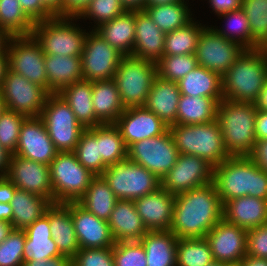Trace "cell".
Segmentation results:
<instances>
[{
  "mask_svg": "<svg viewBox=\"0 0 267 266\" xmlns=\"http://www.w3.org/2000/svg\"><path fill=\"white\" fill-rule=\"evenodd\" d=\"M223 219V203L213 183L175 195L170 231L177 238H201Z\"/></svg>",
  "mask_w": 267,
  "mask_h": 266,
  "instance_id": "1",
  "label": "cell"
},
{
  "mask_svg": "<svg viewBox=\"0 0 267 266\" xmlns=\"http://www.w3.org/2000/svg\"><path fill=\"white\" fill-rule=\"evenodd\" d=\"M212 183L223 204L243 196L267 200V173L249 157H228L213 167Z\"/></svg>",
  "mask_w": 267,
  "mask_h": 266,
  "instance_id": "2",
  "label": "cell"
},
{
  "mask_svg": "<svg viewBox=\"0 0 267 266\" xmlns=\"http://www.w3.org/2000/svg\"><path fill=\"white\" fill-rule=\"evenodd\" d=\"M267 80V49H245L222 76L223 99L253 103Z\"/></svg>",
  "mask_w": 267,
  "mask_h": 266,
  "instance_id": "3",
  "label": "cell"
},
{
  "mask_svg": "<svg viewBox=\"0 0 267 266\" xmlns=\"http://www.w3.org/2000/svg\"><path fill=\"white\" fill-rule=\"evenodd\" d=\"M257 109L251 102L223 99L217 107L216 120L229 157H249L256 143Z\"/></svg>",
  "mask_w": 267,
  "mask_h": 266,
  "instance_id": "4",
  "label": "cell"
},
{
  "mask_svg": "<svg viewBox=\"0 0 267 266\" xmlns=\"http://www.w3.org/2000/svg\"><path fill=\"white\" fill-rule=\"evenodd\" d=\"M168 130L179 154L203 158L213 167L229 157L217 120L193 125L173 124Z\"/></svg>",
  "mask_w": 267,
  "mask_h": 266,
  "instance_id": "5",
  "label": "cell"
},
{
  "mask_svg": "<svg viewBox=\"0 0 267 266\" xmlns=\"http://www.w3.org/2000/svg\"><path fill=\"white\" fill-rule=\"evenodd\" d=\"M49 167L53 203L78 202L95 176L77 160L73 151L57 152Z\"/></svg>",
  "mask_w": 267,
  "mask_h": 266,
  "instance_id": "6",
  "label": "cell"
},
{
  "mask_svg": "<svg viewBox=\"0 0 267 266\" xmlns=\"http://www.w3.org/2000/svg\"><path fill=\"white\" fill-rule=\"evenodd\" d=\"M73 19L77 20L76 17L54 16L35 23L32 35L45 54L81 56L87 33L71 24Z\"/></svg>",
  "mask_w": 267,
  "mask_h": 266,
  "instance_id": "7",
  "label": "cell"
},
{
  "mask_svg": "<svg viewBox=\"0 0 267 266\" xmlns=\"http://www.w3.org/2000/svg\"><path fill=\"white\" fill-rule=\"evenodd\" d=\"M156 76V63L134 56L121 58L113 80L125 109L144 107Z\"/></svg>",
  "mask_w": 267,
  "mask_h": 266,
  "instance_id": "8",
  "label": "cell"
},
{
  "mask_svg": "<svg viewBox=\"0 0 267 266\" xmlns=\"http://www.w3.org/2000/svg\"><path fill=\"white\" fill-rule=\"evenodd\" d=\"M102 176L119 200L134 201L161 187L156 175L128 158L109 165Z\"/></svg>",
  "mask_w": 267,
  "mask_h": 266,
  "instance_id": "9",
  "label": "cell"
},
{
  "mask_svg": "<svg viewBox=\"0 0 267 266\" xmlns=\"http://www.w3.org/2000/svg\"><path fill=\"white\" fill-rule=\"evenodd\" d=\"M58 152L74 151L85 128L59 94H50L39 116Z\"/></svg>",
  "mask_w": 267,
  "mask_h": 266,
  "instance_id": "10",
  "label": "cell"
},
{
  "mask_svg": "<svg viewBox=\"0 0 267 266\" xmlns=\"http://www.w3.org/2000/svg\"><path fill=\"white\" fill-rule=\"evenodd\" d=\"M8 69L48 91L45 53L35 37L11 36L7 45Z\"/></svg>",
  "mask_w": 267,
  "mask_h": 266,
  "instance_id": "11",
  "label": "cell"
},
{
  "mask_svg": "<svg viewBox=\"0 0 267 266\" xmlns=\"http://www.w3.org/2000/svg\"><path fill=\"white\" fill-rule=\"evenodd\" d=\"M0 92L5 109L26 117H39L50 93L43 87L7 69Z\"/></svg>",
  "mask_w": 267,
  "mask_h": 266,
  "instance_id": "12",
  "label": "cell"
},
{
  "mask_svg": "<svg viewBox=\"0 0 267 266\" xmlns=\"http://www.w3.org/2000/svg\"><path fill=\"white\" fill-rule=\"evenodd\" d=\"M179 152L167 130L164 134L134 142L127 148V158L156 175L160 180L175 165Z\"/></svg>",
  "mask_w": 267,
  "mask_h": 266,
  "instance_id": "13",
  "label": "cell"
},
{
  "mask_svg": "<svg viewBox=\"0 0 267 266\" xmlns=\"http://www.w3.org/2000/svg\"><path fill=\"white\" fill-rule=\"evenodd\" d=\"M123 55L93 29L87 32L81 54L83 79L90 82L114 78Z\"/></svg>",
  "mask_w": 267,
  "mask_h": 266,
  "instance_id": "14",
  "label": "cell"
},
{
  "mask_svg": "<svg viewBox=\"0 0 267 266\" xmlns=\"http://www.w3.org/2000/svg\"><path fill=\"white\" fill-rule=\"evenodd\" d=\"M244 50L239 43L226 39L213 27H205L199 35L195 55L198 66L222 77Z\"/></svg>",
  "mask_w": 267,
  "mask_h": 266,
  "instance_id": "15",
  "label": "cell"
},
{
  "mask_svg": "<svg viewBox=\"0 0 267 266\" xmlns=\"http://www.w3.org/2000/svg\"><path fill=\"white\" fill-rule=\"evenodd\" d=\"M213 166L205 159L179 154L175 165L161 180V187L172 195L212 183Z\"/></svg>",
  "mask_w": 267,
  "mask_h": 266,
  "instance_id": "16",
  "label": "cell"
},
{
  "mask_svg": "<svg viewBox=\"0 0 267 266\" xmlns=\"http://www.w3.org/2000/svg\"><path fill=\"white\" fill-rule=\"evenodd\" d=\"M215 261L239 264L247 252V229L221 219L205 236Z\"/></svg>",
  "mask_w": 267,
  "mask_h": 266,
  "instance_id": "17",
  "label": "cell"
},
{
  "mask_svg": "<svg viewBox=\"0 0 267 266\" xmlns=\"http://www.w3.org/2000/svg\"><path fill=\"white\" fill-rule=\"evenodd\" d=\"M6 177L17 189L48 198L53 203L49 165L11 154Z\"/></svg>",
  "mask_w": 267,
  "mask_h": 266,
  "instance_id": "18",
  "label": "cell"
},
{
  "mask_svg": "<svg viewBox=\"0 0 267 266\" xmlns=\"http://www.w3.org/2000/svg\"><path fill=\"white\" fill-rule=\"evenodd\" d=\"M57 152L42 119L40 117H27L22 123L14 154L50 165Z\"/></svg>",
  "mask_w": 267,
  "mask_h": 266,
  "instance_id": "19",
  "label": "cell"
},
{
  "mask_svg": "<svg viewBox=\"0 0 267 266\" xmlns=\"http://www.w3.org/2000/svg\"><path fill=\"white\" fill-rule=\"evenodd\" d=\"M115 125L120 130L127 148L134 142L160 136L169 127L145 107L126 108Z\"/></svg>",
  "mask_w": 267,
  "mask_h": 266,
  "instance_id": "20",
  "label": "cell"
},
{
  "mask_svg": "<svg viewBox=\"0 0 267 266\" xmlns=\"http://www.w3.org/2000/svg\"><path fill=\"white\" fill-rule=\"evenodd\" d=\"M71 211L79 248L113 247L114 240L108 221L97 218L77 202L64 203Z\"/></svg>",
  "mask_w": 267,
  "mask_h": 266,
  "instance_id": "21",
  "label": "cell"
},
{
  "mask_svg": "<svg viewBox=\"0 0 267 266\" xmlns=\"http://www.w3.org/2000/svg\"><path fill=\"white\" fill-rule=\"evenodd\" d=\"M175 195L160 187L134 200L137 213L148 231L170 230Z\"/></svg>",
  "mask_w": 267,
  "mask_h": 266,
  "instance_id": "22",
  "label": "cell"
},
{
  "mask_svg": "<svg viewBox=\"0 0 267 266\" xmlns=\"http://www.w3.org/2000/svg\"><path fill=\"white\" fill-rule=\"evenodd\" d=\"M165 35L144 10H135V41L131 56L157 63L164 56Z\"/></svg>",
  "mask_w": 267,
  "mask_h": 266,
  "instance_id": "23",
  "label": "cell"
},
{
  "mask_svg": "<svg viewBox=\"0 0 267 266\" xmlns=\"http://www.w3.org/2000/svg\"><path fill=\"white\" fill-rule=\"evenodd\" d=\"M223 219L247 230L267 224V200L243 196L226 201Z\"/></svg>",
  "mask_w": 267,
  "mask_h": 266,
  "instance_id": "24",
  "label": "cell"
},
{
  "mask_svg": "<svg viewBox=\"0 0 267 266\" xmlns=\"http://www.w3.org/2000/svg\"><path fill=\"white\" fill-rule=\"evenodd\" d=\"M116 242L140 241L148 232L133 200H118L108 220Z\"/></svg>",
  "mask_w": 267,
  "mask_h": 266,
  "instance_id": "25",
  "label": "cell"
},
{
  "mask_svg": "<svg viewBox=\"0 0 267 266\" xmlns=\"http://www.w3.org/2000/svg\"><path fill=\"white\" fill-rule=\"evenodd\" d=\"M180 96L181 92L177 82L162 79L157 75L153 80L144 107L170 126L176 123Z\"/></svg>",
  "mask_w": 267,
  "mask_h": 266,
  "instance_id": "26",
  "label": "cell"
},
{
  "mask_svg": "<svg viewBox=\"0 0 267 266\" xmlns=\"http://www.w3.org/2000/svg\"><path fill=\"white\" fill-rule=\"evenodd\" d=\"M26 242L23 264L30 260H43L61 256L51 236L49 208L46 213L25 230Z\"/></svg>",
  "mask_w": 267,
  "mask_h": 266,
  "instance_id": "27",
  "label": "cell"
},
{
  "mask_svg": "<svg viewBox=\"0 0 267 266\" xmlns=\"http://www.w3.org/2000/svg\"><path fill=\"white\" fill-rule=\"evenodd\" d=\"M93 30L123 56H131L135 41V10H126Z\"/></svg>",
  "mask_w": 267,
  "mask_h": 266,
  "instance_id": "28",
  "label": "cell"
},
{
  "mask_svg": "<svg viewBox=\"0 0 267 266\" xmlns=\"http://www.w3.org/2000/svg\"><path fill=\"white\" fill-rule=\"evenodd\" d=\"M48 92L58 94L63 88L83 80L81 56L45 54Z\"/></svg>",
  "mask_w": 267,
  "mask_h": 266,
  "instance_id": "29",
  "label": "cell"
},
{
  "mask_svg": "<svg viewBox=\"0 0 267 266\" xmlns=\"http://www.w3.org/2000/svg\"><path fill=\"white\" fill-rule=\"evenodd\" d=\"M49 224L59 252L72 259L80 248L70 209L64 203H53L49 207Z\"/></svg>",
  "mask_w": 267,
  "mask_h": 266,
  "instance_id": "30",
  "label": "cell"
},
{
  "mask_svg": "<svg viewBox=\"0 0 267 266\" xmlns=\"http://www.w3.org/2000/svg\"><path fill=\"white\" fill-rule=\"evenodd\" d=\"M92 104L101 124H115L125 110L113 79L92 82Z\"/></svg>",
  "mask_w": 267,
  "mask_h": 266,
  "instance_id": "31",
  "label": "cell"
},
{
  "mask_svg": "<svg viewBox=\"0 0 267 266\" xmlns=\"http://www.w3.org/2000/svg\"><path fill=\"white\" fill-rule=\"evenodd\" d=\"M70 106L77 121L85 128L101 123L96 119L92 104V82L81 80L70 84L58 93Z\"/></svg>",
  "mask_w": 267,
  "mask_h": 266,
  "instance_id": "32",
  "label": "cell"
},
{
  "mask_svg": "<svg viewBox=\"0 0 267 266\" xmlns=\"http://www.w3.org/2000/svg\"><path fill=\"white\" fill-rule=\"evenodd\" d=\"M52 204L48 198L16 189L10 201L13 229L25 230L43 216Z\"/></svg>",
  "mask_w": 267,
  "mask_h": 266,
  "instance_id": "33",
  "label": "cell"
},
{
  "mask_svg": "<svg viewBox=\"0 0 267 266\" xmlns=\"http://www.w3.org/2000/svg\"><path fill=\"white\" fill-rule=\"evenodd\" d=\"M177 83L182 95L212 97L218 103L223 100L222 77L202 66L191 70Z\"/></svg>",
  "mask_w": 267,
  "mask_h": 266,
  "instance_id": "34",
  "label": "cell"
},
{
  "mask_svg": "<svg viewBox=\"0 0 267 266\" xmlns=\"http://www.w3.org/2000/svg\"><path fill=\"white\" fill-rule=\"evenodd\" d=\"M177 237L170 231H148L140 240L147 258V266H177Z\"/></svg>",
  "mask_w": 267,
  "mask_h": 266,
  "instance_id": "35",
  "label": "cell"
},
{
  "mask_svg": "<svg viewBox=\"0 0 267 266\" xmlns=\"http://www.w3.org/2000/svg\"><path fill=\"white\" fill-rule=\"evenodd\" d=\"M118 200L105 178L97 175L92 178L86 192L77 203L97 218L108 221Z\"/></svg>",
  "mask_w": 267,
  "mask_h": 266,
  "instance_id": "36",
  "label": "cell"
},
{
  "mask_svg": "<svg viewBox=\"0 0 267 266\" xmlns=\"http://www.w3.org/2000/svg\"><path fill=\"white\" fill-rule=\"evenodd\" d=\"M218 104L212 97H193L181 94L175 124L193 125L214 121Z\"/></svg>",
  "mask_w": 267,
  "mask_h": 266,
  "instance_id": "37",
  "label": "cell"
},
{
  "mask_svg": "<svg viewBox=\"0 0 267 266\" xmlns=\"http://www.w3.org/2000/svg\"><path fill=\"white\" fill-rule=\"evenodd\" d=\"M184 0L172 4L145 6L144 11L165 34L186 26L192 21Z\"/></svg>",
  "mask_w": 267,
  "mask_h": 266,
  "instance_id": "38",
  "label": "cell"
},
{
  "mask_svg": "<svg viewBox=\"0 0 267 266\" xmlns=\"http://www.w3.org/2000/svg\"><path fill=\"white\" fill-rule=\"evenodd\" d=\"M77 160L95 176L102 175L108 167L99 149V125L85 129L74 149Z\"/></svg>",
  "mask_w": 267,
  "mask_h": 266,
  "instance_id": "39",
  "label": "cell"
},
{
  "mask_svg": "<svg viewBox=\"0 0 267 266\" xmlns=\"http://www.w3.org/2000/svg\"><path fill=\"white\" fill-rule=\"evenodd\" d=\"M214 261L205 237L177 239V266H207Z\"/></svg>",
  "mask_w": 267,
  "mask_h": 266,
  "instance_id": "40",
  "label": "cell"
},
{
  "mask_svg": "<svg viewBox=\"0 0 267 266\" xmlns=\"http://www.w3.org/2000/svg\"><path fill=\"white\" fill-rule=\"evenodd\" d=\"M205 28L193 20L165 35L164 55L195 54L199 35Z\"/></svg>",
  "mask_w": 267,
  "mask_h": 266,
  "instance_id": "41",
  "label": "cell"
},
{
  "mask_svg": "<svg viewBox=\"0 0 267 266\" xmlns=\"http://www.w3.org/2000/svg\"><path fill=\"white\" fill-rule=\"evenodd\" d=\"M34 25L18 0H0V29L10 36L30 35Z\"/></svg>",
  "mask_w": 267,
  "mask_h": 266,
  "instance_id": "42",
  "label": "cell"
},
{
  "mask_svg": "<svg viewBox=\"0 0 267 266\" xmlns=\"http://www.w3.org/2000/svg\"><path fill=\"white\" fill-rule=\"evenodd\" d=\"M99 149L107 166L127 159V147L115 124L99 125Z\"/></svg>",
  "mask_w": 267,
  "mask_h": 266,
  "instance_id": "43",
  "label": "cell"
},
{
  "mask_svg": "<svg viewBox=\"0 0 267 266\" xmlns=\"http://www.w3.org/2000/svg\"><path fill=\"white\" fill-rule=\"evenodd\" d=\"M223 16L228 20L227 26L232 29L226 32L225 30L213 28L218 34L228 40L239 43L245 49H256L261 47L252 37L249 20L242 8L221 14L219 17Z\"/></svg>",
  "mask_w": 267,
  "mask_h": 266,
  "instance_id": "44",
  "label": "cell"
},
{
  "mask_svg": "<svg viewBox=\"0 0 267 266\" xmlns=\"http://www.w3.org/2000/svg\"><path fill=\"white\" fill-rule=\"evenodd\" d=\"M157 75L162 79L178 82L198 66L195 54L164 55L156 63Z\"/></svg>",
  "mask_w": 267,
  "mask_h": 266,
  "instance_id": "45",
  "label": "cell"
},
{
  "mask_svg": "<svg viewBox=\"0 0 267 266\" xmlns=\"http://www.w3.org/2000/svg\"><path fill=\"white\" fill-rule=\"evenodd\" d=\"M242 9L249 20L253 39L267 47V0H242Z\"/></svg>",
  "mask_w": 267,
  "mask_h": 266,
  "instance_id": "46",
  "label": "cell"
},
{
  "mask_svg": "<svg viewBox=\"0 0 267 266\" xmlns=\"http://www.w3.org/2000/svg\"><path fill=\"white\" fill-rule=\"evenodd\" d=\"M27 117L5 109L0 115V145L14 154L17 149L22 123Z\"/></svg>",
  "mask_w": 267,
  "mask_h": 266,
  "instance_id": "47",
  "label": "cell"
},
{
  "mask_svg": "<svg viewBox=\"0 0 267 266\" xmlns=\"http://www.w3.org/2000/svg\"><path fill=\"white\" fill-rule=\"evenodd\" d=\"M25 242V231L14 229L0 244V266H23Z\"/></svg>",
  "mask_w": 267,
  "mask_h": 266,
  "instance_id": "48",
  "label": "cell"
},
{
  "mask_svg": "<svg viewBox=\"0 0 267 266\" xmlns=\"http://www.w3.org/2000/svg\"><path fill=\"white\" fill-rule=\"evenodd\" d=\"M125 11L126 9L121 4L120 0H91L89 5L76 19L82 17H84V19L85 17L91 18L94 22H97V26H94L96 28L100 24L120 16Z\"/></svg>",
  "mask_w": 267,
  "mask_h": 266,
  "instance_id": "49",
  "label": "cell"
},
{
  "mask_svg": "<svg viewBox=\"0 0 267 266\" xmlns=\"http://www.w3.org/2000/svg\"><path fill=\"white\" fill-rule=\"evenodd\" d=\"M115 266H147L145 249L140 241H120L113 246Z\"/></svg>",
  "mask_w": 267,
  "mask_h": 266,
  "instance_id": "50",
  "label": "cell"
},
{
  "mask_svg": "<svg viewBox=\"0 0 267 266\" xmlns=\"http://www.w3.org/2000/svg\"><path fill=\"white\" fill-rule=\"evenodd\" d=\"M71 266H115L113 247L79 249Z\"/></svg>",
  "mask_w": 267,
  "mask_h": 266,
  "instance_id": "51",
  "label": "cell"
},
{
  "mask_svg": "<svg viewBox=\"0 0 267 266\" xmlns=\"http://www.w3.org/2000/svg\"><path fill=\"white\" fill-rule=\"evenodd\" d=\"M246 255L267 259V224L247 230Z\"/></svg>",
  "mask_w": 267,
  "mask_h": 266,
  "instance_id": "52",
  "label": "cell"
},
{
  "mask_svg": "<svg viewBox=\"0 0 267 266\" xmlns=\"http://www.w3.org/2000/svg\"><path fill=\"white\" fill-rule=\"evenodd\" d=\"M22 10L34 22L53 18L55 15L44 5L42 0H18Z\"/></svg>",
  "mask_w": 267,
  "mask_h": 266,
  "instance_id": "53",
  "label": "cell"
},
{
  "mask_svg": "<svg viewBox=\"0 0 267 266\" xmlns=\"http://www.w3.org/2000/svg\"><path fill=\"white\" fill-rule=\"evenodd\" d=\"M249 158L267 173V139L256 140Z\"/></svg>",
  "mask_w": 267,
  "mask_h": 266,
  "instance_id": "54",
  "label": "cell"
},
{
  "mask_svg": "<svg viewBox=\"0 0 267 266\" xmlns=\"http://www.w3.org/2000/svg\"><path fill=\"white\" fill-rule=\"evenodd\" d=\"M91 0H63L62 16L78 17Z\"/></svg>",
  "mask_w": 267,
  "mask_h": 266,
  "instance_id": "55",
  "label": "cell"
},
{
  "mask_svg": "<svg viewBox=\"0 0 267 266\" xmlns=\"http://www.w3.org/2000/svg\"><path fill=\"white\" fill-rule=\"evenodd\" d=\"M209 3L218 16L242 8V0H209Z\"/></svg>",
  "mask_w": 267,
  "mask_h": 266,
  "instance_id": "56",
  "label": "cell"
},
{
  "mask_svg": "<svg viewBox=\"0 0 267 266\" xmlns=\"http://www.w3.org/2000/svg\"><path fill=\"white\" fill-rule=\"evenodd\" d=\"M23 266H71V258L66 255L43 260H30Z\"/></svg>",
  "mask_w": 267,
  "mask_h": 266,
  "instance_id": "57",
  "label": "cell"
},
{
  "mask_svg": "<svg viewBox=\"0 0 267 266\" xmlns=\"http://www.w3.org/2000/svg\"><path fill=\"white\" fill-rule=\"evenodd\" d=\"M254 128L256 140L267 139V111L257 110Z\"/></svg>",
  "mask_w": 267,
  "mask_h": 266,
  "instance_id": "58",
  "label": "cell"
},
{
  "mask_svg": "<svg viewBox=\"0 0 267 266\" xmlns=\"http://www.w3.org/2000/svg\"><path fill=\"white\" fill-rule=\"evenodd\" d=\"M17 187L6 177L0 176V202L10 203Z\"/></svg>",
  "mask_w": 267,
  "mask_h": 266,
  "instance_id": "59",
  "label": "cell"
},
{
  "mask_svg": "<svg viewBox=\"0 0 267 266\" xmlns=\"http://www.w3.org/2000/svg\"><path fill=\"white\" fill-rule=\"evenodd\" d=\"M11 153L0 145V176H6Z\"/></svg>",
  "mask_w": 267,
  "mask_h": 266,
  "instance_id": "60",
  "label": "cell"
},
{
  "mask_svg": "<svg viewBox=\"0 0 267 266\" xmlns=\"http://www.w3.org/2000/svg\"><path fill=\"white\" fill-rule=\"evenodd\" d=\"M253 104L257 110L267 111V80Z\"/></svg>",
  "mask_w": 267,
  "mask_h": 266,
  "instance_id": "61",
  "label": "cell"
},
{
  "mask_svg": "<svg viewBox=\"0 0 267 266\" xmlns=\"http://www.w3.org/2000/svg\"><path fill=\"white\" fill-rule=\"evenodd\" d=\"M240 266H267V259L246 255L239 263Z\"/></svg>",
  "mask_w": 267,
  "mask_h": 266,
  "instance_id": "62",
  "label": "cell"
},
{
  "mask_svg": "<svg viewBox=\"0 0 267 266\" xmlns=\"http://www.w3.org/2000/svg\"><path fill=\"white\" fill-rule=\"evenodd\" d=\"M62 1L63 0H42L44 5L55 15L62 16Z\"/></svg>",
  "mask_w": 267,
  "mask_h": 266,
  "instance_id": "63",
  "label": "cell"
},
{
  "mask_svg": "<svg viewBox=\"0 0 267 266\" xmlns=\"http://www.w3.org/2000/svg\"><path fill=\"white\" fill-rule=\"evenodd\" d=\"M126 10H143L145 0H120Z\"/></svg>",
  "mask_w": 267,
  "mask_h": 266,
  "instance_id": "64",
  "label": "cell"
},
{
  "mask_svg": "<svg viewBox=\"0 0 267 266\" xmlns=\"http://www.w3.org/2000/svg\"><path fill=\"white\" fill-rule=\"evenodd\" d=\"M12 207L10 203L0 202V220L9 221L12 223Z\"/></svg>",
  "mask_w": 267,
  "mask_h": 266,
  "instance_id": "65",
  "label": "cell"
},
{
  "mask_svg": "<svg viewBox=\"0 0 267 266\" xmlns=\"http://www.w3.org/2000/svg\"><path fill=\"white\" fill-rule=\"evenodd\" d=\"M12 223L9 221L0 220V244L7 239L8 235L13 231Z\"/></svg>",
  "mask_w": 267,
  "mask_h": 266,
  "instance_id": "66",
  "label": "cell"
},
{
  "mask_svg": "<svg viewBox=\"0 0 267 266\" xmlns=\"http://www.w3.org/2000/svg\"><path fill=\"white\" fill-rule=\"evenodd\" d=\"M8 69V57L7 53H0V87Z\"/></svg>",
  "mask_w": 267,
  "mask_h": 266,
  "instance_id": "67",
  "label": "cell"
},
{
  "mask_svg": "<svg viewBox=\"0 0 267 266\" xmlns=\"http://www.w3.org/2000/svg\"><path fill=\"white\" fill-rule=\"evenodd\" d=\"M10 35L3 29H0V53H7V45Z\"/></svg>",
  "mask_w": 267,
  "mask_h": 266,
  "instance_id": "68",
  "label": "cell"
},
{
  "mask_svg": "<svg viewBox=\"0 0 267 266\" xmlns=\"http://www.w3.org/2000/svg\"><path fill=\"white\" fill-rule=\"evenodd\" d=\"M181 0H145V6H157L163 4H172Z\"/></svg>",
  "mask_w": 267,
  "mask_h": 266,
  "instance_id": "69",
  "label": "cell"
},
{
  "mask_svg": "<svg viewBox=\"0 0 267 266\" xmlns=\"http://www.w3.org/2000/svg\"><path fill=\"white\" fill-rule=\"evenodd\" d=\"M5 110L4 100L2 98V94L0 92V115Z\"/></svg>",
  "mask_w": 267,
  "mask_h": 266,
  "instance_id": "70",
  "label": "cell"
},
{
  "mask_svg": "<svg viewBox=\"0 0 267 266\" xmlns=\"http://www.w3.org/2000/svg\"><path fill=\"white\" fill-rule=\"evenodd\" d=\"M207 266H227V265L222 263V262L214 261V262H212L211 264H209Z\"/></svg>",
  "mask_w": 267,
  "mask_h": 266,
  "instance_id": "71",
  "label": "cell"
},
{
  "mask_svg": "<svg viewBox=\"0 0 267 266\" xmlns=\"http://www.w3.org/2000/svg\"><path fill=\"white\" fill-rule=\"evenodd\" d=\"M227 266H240L239 264H235V265H227Z\"/></svg>",
  "mask_w": 267,
  "mask_h": 266,
  "instance_id": "72",
  "label": "cell"
}]
</instances>
